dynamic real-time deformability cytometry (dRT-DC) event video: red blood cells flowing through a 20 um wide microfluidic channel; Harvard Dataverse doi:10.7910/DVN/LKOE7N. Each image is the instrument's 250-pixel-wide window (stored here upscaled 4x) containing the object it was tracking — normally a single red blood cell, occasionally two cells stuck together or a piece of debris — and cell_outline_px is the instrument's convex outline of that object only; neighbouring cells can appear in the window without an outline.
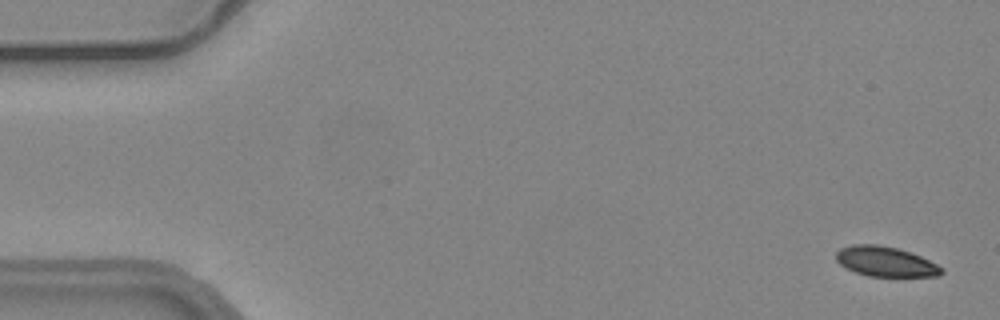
{"species": "common noctule bat (a hibernating species)", "species_latin": "Nyctalus noctula", "temperature_condition": "warm", "stored_images_in_passage": 35, "camera_frame_rate_fps": 3000, "um_per_image_px": 0.085, "animal": {"sex": "female", "body_mass_g": 24.6, "forearm_length_mm": 56.2}, "frame": {"image": 1, "passage_image": 2, "time_ms": 0.333, "image_size_px": [1000, 320], "cell_outline_px": [[944, 272], [940, 276], [868, 276], [856, 272], [840, 264], [836, 260], [836, 252], [840, 248], [852, 244], [876, 244], [896, 248], [920, 256], [944, 268]], "centroid_in_image_um": [75.27, 22.23], "position_along_channel_um": 9.7, "area_um2": 18.26}}
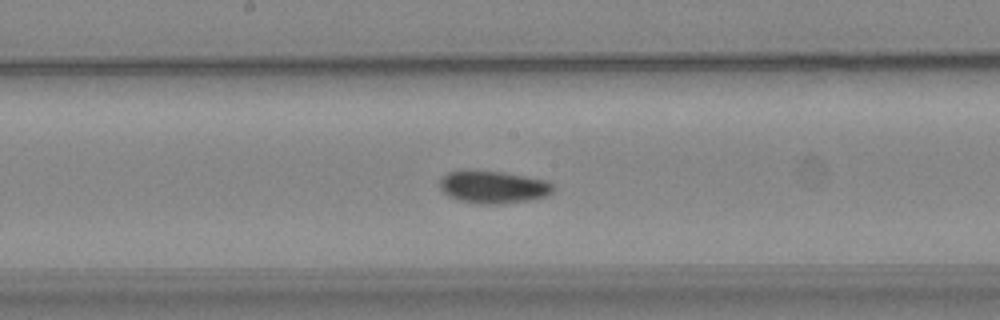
{"frame": {"image": 2, "passage_image": 29, "time_ms": 9.333, "image_size_px": [1000, 320], "cell_outline_px": [[556, 188], [552, 192], [544, 196], [528, 200], [496, 204], [476, 204], [456, 200], [448, 196], [440, 188], [440, 176], [448, 172], [464, 168], [504, 172], [548, 180]], "centroid_in_image_um": [41.86, 15.87], "position_along_channel_um": 206.3, "area_um2": 22.08}}
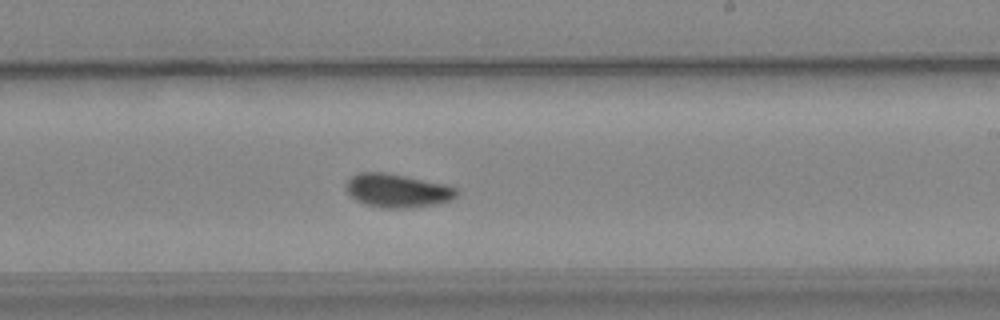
{"frame": {"image": 3, "passage_image": 33, "time_ms": 10.667, "image_size_px": [1000, 320], "cell_outline_px": [[460, 192], [456, 196], [448, 200], [432, 204], [408, 208], [380, 208], [364, 204], [356, 200], [344, 188], [344, 184], [352, 176], [360, 172], [388, 172], [444, 184], [456, 188]], "centroid_in_image_um": [33.72, 16.19], "position_along_channel_um": 255.3, "area_um2": 21.62}}